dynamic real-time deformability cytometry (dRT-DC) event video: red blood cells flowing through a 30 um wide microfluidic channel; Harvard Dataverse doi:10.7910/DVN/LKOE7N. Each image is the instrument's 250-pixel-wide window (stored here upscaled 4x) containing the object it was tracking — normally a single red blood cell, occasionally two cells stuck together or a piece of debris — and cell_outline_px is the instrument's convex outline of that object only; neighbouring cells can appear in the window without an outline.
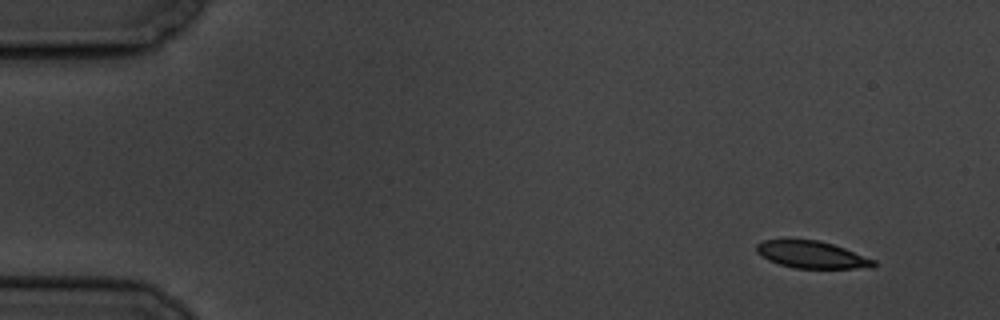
{"species": "common noctule bat (a hibernating species)", "species_latin": "Nyctalus noctula", "temperature_condition": "cold", "stored_images_in_passage": 4, "camera_frame_rate_fps": 3000, "um_per_image_px": 0.085, "animal": {"sex": "male", "body_mass_g": 19.5, "forearm_length_mm": 54.6}, "frame": {"image": 1, "passage_image": 1, "time_ms": 0.0, "image_size_px": [1000, 320], "cell_outline_px": [[876, 264], [872, 268], [796, 268], [780, 264], [768, 260], [756, 252], [756, 244], [764, 240], [816, 240], [832, 244], [844, 248], [876, 260]], "centroid_in_image_um": [69.01, 21.65], "position_along_channel_um": 16.0, "area_um2": 18.32}}
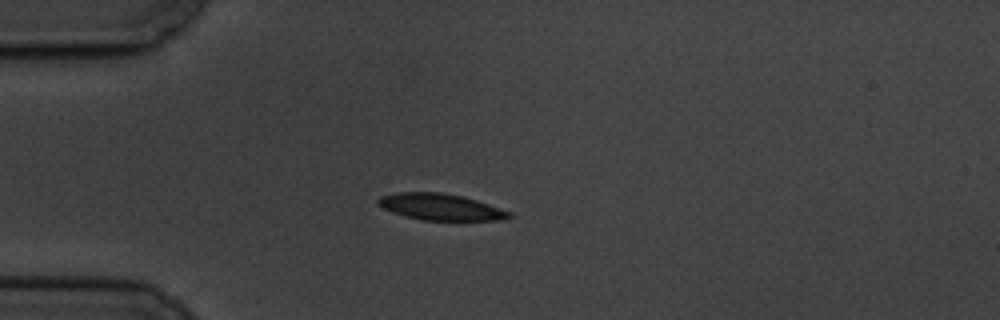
{"frame": {"image": 2, "passage_image": 4, "time_ms": 3.667, "image_size_px": [1000, 320], "cell_outline_px": [[512, 216], [500, 220], [424, 220], [404, 216], [392, 212], [384, 208], [376, 200], [380, 196], [396, 192], [440, 192], [460, 196], [476, 200], [512, 212]], "centroid_in_image_um": [37.44, 17.59], "position_along_channel_um": 47.6, "area_um2": 20.0}}